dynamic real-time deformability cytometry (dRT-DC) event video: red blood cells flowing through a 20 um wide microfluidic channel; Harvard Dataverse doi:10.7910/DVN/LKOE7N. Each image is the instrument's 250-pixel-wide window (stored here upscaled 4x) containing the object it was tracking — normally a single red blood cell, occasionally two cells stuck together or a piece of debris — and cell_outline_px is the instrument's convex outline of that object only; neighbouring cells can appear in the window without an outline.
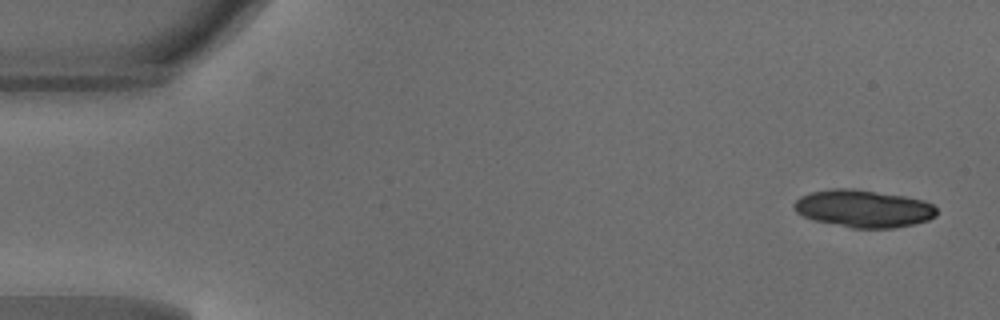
{"species": "common noctule bat (a hibernating species)", "species_latin": "Nyctalus noctula", "temperature_condition": "warm", "stored_images_in_passage": 47, "segment_of_instrument_passage": [1, 2], "camera_frame_rate_fps": 3000, "um_per_image_px": 0.085, "animal": {"sex": "male", "body_mass_g": 18.8}, "frame": {"image": 1, "passage_image": 1, "time_ms": 0.0, "image_size_px": [1000, 320], "cell_outline_px": [[936, 216], [928, 220], [912, 224], [892, 228], [852, 228], [816, 220], [804, 216], [796, 212], [792, 208], [792, 204], [800, 196], [812, 192], [832, 188], [852, 188], [904, 196], [924, 200], [932, 204], [936, 208]], "centroid_in_image_um": [73.38, 17.72], "position_along_channel_um": 11.6, "area_um2": 31.04}}
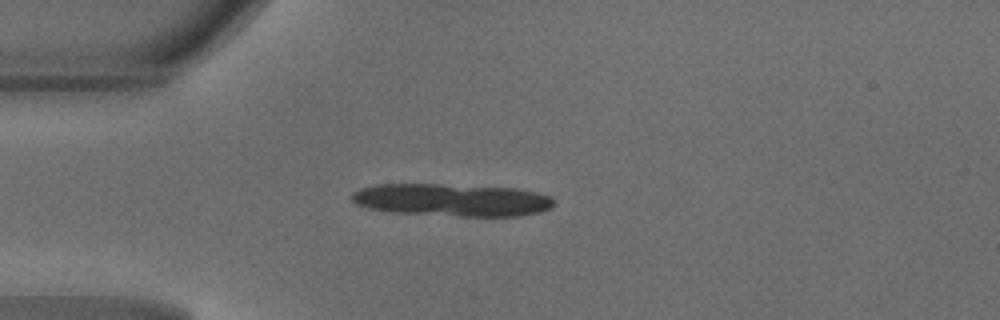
{"frame": {"image": 2, "passage_image": 11, "time_ms": 3.333, "image_size_px": [1000, 320], "cell_outline_px": [[556, 204], [552, 208], [540, 212], [516, 216], [460, 216], [392, 212], [368, 208], [356, 204], [352, 200], [352, 192], [360, 188], [376, 184], [440, 184], [516, 188], [536, 192], [552, 196]], "centroid_in_image_um": [38.44, 16.99], "position_along_channel_um": 46.6, "area_um2": 38.55}}